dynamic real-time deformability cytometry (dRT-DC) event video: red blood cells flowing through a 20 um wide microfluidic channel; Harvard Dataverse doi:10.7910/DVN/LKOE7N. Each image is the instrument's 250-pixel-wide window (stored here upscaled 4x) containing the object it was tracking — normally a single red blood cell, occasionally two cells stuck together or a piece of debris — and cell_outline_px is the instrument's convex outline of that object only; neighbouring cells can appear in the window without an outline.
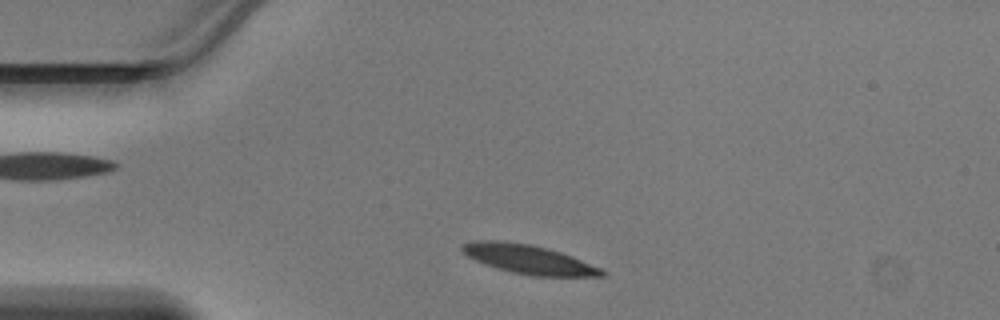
{"species": "Egyptian fruit bat (a non-hibernating species)", "species_latin": "Rousettus aegyptiacus", "temperature_condition": "warm", "stored_images_in_passage": 35, "camera_frame_rate_fps": 3000, "um_per_image_px": 0.085, "animal": {"sex": "male"}, "frame": {"image": 1, "passage_image": 4, "time_ms": 1.0, "image_size_px": [1000, 320], "cell_outline_px": [[608, 272], [604, 276], [532, 276], [512, 272], [496, 268], [484, 264], [460, 252], [460, 248], [464, 244], [476, 240], [496, 240], [528, 244], [548, 248], [572, 256], [600, 268]], "centroid_in_image_um": [44.92, 22.04], "position_along_channel_um": 40.1, "area_um2": 23.52}}
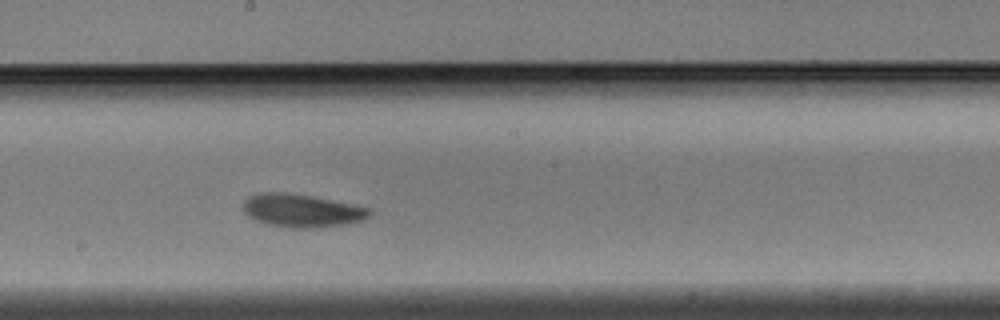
{"frame": {"image": 2, "passage_image": 19, "time_ms": 6.0, "image_size_px": [1000, 320], "cell_outline_px": [[372, 216], [364, 220], [348, 224], [312, 228], [288, 228], [268, 224], [256, 220], [248, 216], [244, 212], [244, 200], [248, 196], [260, 192], [288, 192], [312, 196], [356, 204], [372, 208]], "centroid_in_image_um": [25.71, 17.89], "position_along_channel_um": 222.5, "area_um2": 24.85}}
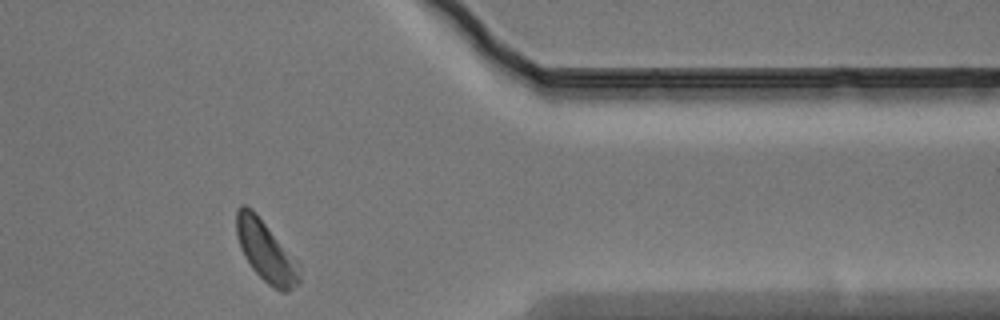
{"frame": {"image": 3, "passage_image": 32, "time_ms": 10.333, "image_size_px": [1000, 320], "cell_outline_px": [[300, 280], [288, 292], [280, 292], [268, 284], [252, 268], [244, 256], [240, 248], [236, 236], [236, 208], [240, 204], [244, 204], [252, 208], [256, 212], [300, 264]], "centroid_in_image_um": [22.58, 21.33], "position_along_channel_um": 388.8, "area_um2": 22.48}}